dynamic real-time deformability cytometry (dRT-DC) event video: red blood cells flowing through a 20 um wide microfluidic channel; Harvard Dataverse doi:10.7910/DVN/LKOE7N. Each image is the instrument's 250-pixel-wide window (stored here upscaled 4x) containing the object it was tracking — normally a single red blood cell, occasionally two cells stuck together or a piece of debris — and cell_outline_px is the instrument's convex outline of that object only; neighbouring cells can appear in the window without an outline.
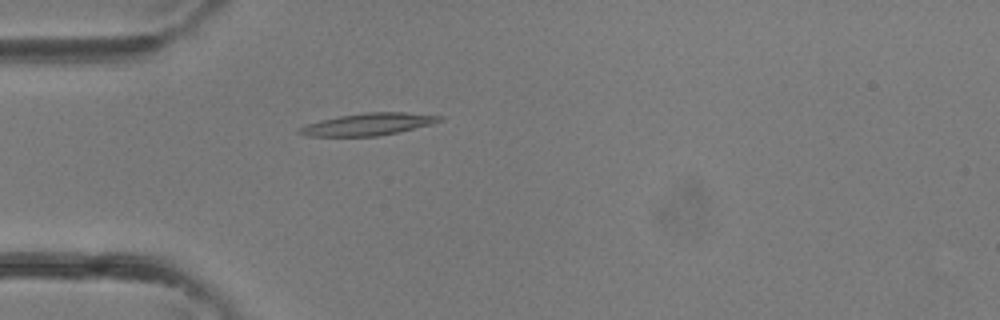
{"species": "common noctule bat (a hibernating species)", "species_latin": "Nyctalus noctula", "temperature_condition": "room temperature", "stored_images_in_passage": 2, "camera_frame_rate_fps": 3000, "um_per_image_px": 0.085, "animal": {"sex": "female"}, "frame": {"image": 1, "passage_image": 2, "time_ms": 0.333, "image_size_px": [1000, 320], "cell_outline_px": [[444, 116], [440, 120], [432, 124], [400, 132], [376, 136], [304, 136], [296, 132], [296, 128], [304, 124], [320, 120], [340, 116], [364, 112], [404, 112]], "centroid_in_image_um": [31.23, 10.56], "position_along_channel_um": 53.8, "area_um2": 18.26}}